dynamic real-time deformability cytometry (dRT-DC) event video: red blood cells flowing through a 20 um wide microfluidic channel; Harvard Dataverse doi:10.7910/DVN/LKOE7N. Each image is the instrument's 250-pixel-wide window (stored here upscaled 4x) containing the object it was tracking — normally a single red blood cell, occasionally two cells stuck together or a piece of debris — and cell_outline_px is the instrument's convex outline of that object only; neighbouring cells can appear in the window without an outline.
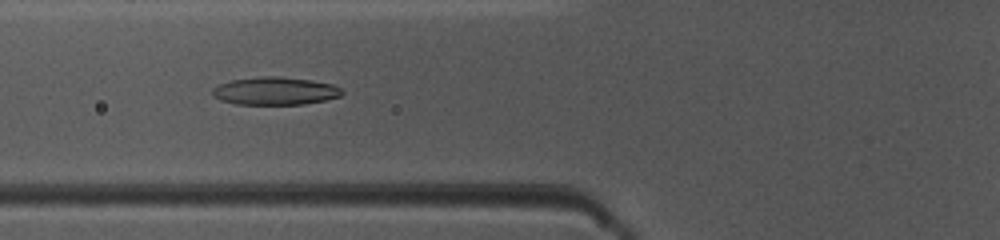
{"species": "common noctule bat (a hibernating species)", "species_latin": "Nyctalus noctula", "temperature_condition": "warm", "stored_images_in_passage": 49, "camera_frame_rate_fps": 3000, "um_per_image_px": 0.085, "animal": {"sex": "female", "body_mass_g": 10.0, "forearm_length_mm": 53.1}, "frame": {"image": 1, "passage_image": 19, "time_ms": 6.0, "image_size_px": [1000, 240], "cell_outline_px": [[344, 92], [340, 96], [324, 100], [304, 104], [236, 104], [220, 100], [212, 96], [212, 88], [220, 84], [232, 80], [260, 76], [276, 76], [312, 80], [332, 84], [340, 88]], "centroid_in_image_um": [23.36, 7.73], "position_along_channel_um": 102.4, "area_um2": 20.98}}
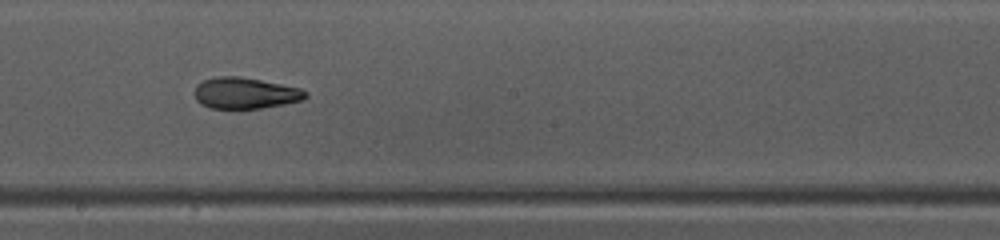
{"frame": {"image": 2, "passage_image": 28, "time_ms": 9.0, "image_size_px": [1000, 240], "cell_outline_px": [[308, 96], [304, 100], [284, 104], [240, 112], [212, 108], [200, 104], [196, 100], [196, 84], [204, 80], [216, 76], [240, 76], [300, 88], [308, 92]], "centroid_in_image_um": [20.84, 7.96], "position_along_channel_um": 227.4, "area_um2": 20.87}}
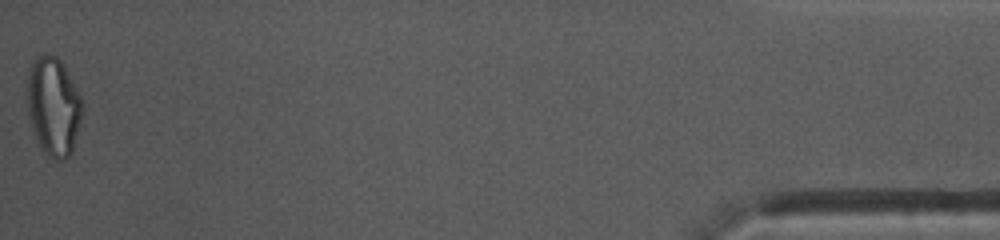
{"frame": {"image": 3, "passage_image": 49, "time_ms": 16.0, "image_size_px": [1000, 240], "cell_outline_px": [[84, 108], [72, 152], [64, 160], [56, 160], [48, 156], [40, 148], [36, 140], [28, 120], [28, 68], [36, 56], [48, 52], [56, 56], [64, 64], [84, 104]], "centroid_in_image_um": [4.54, 9.03], "position_along_channel_um": 430.7, "area_um2": 32.14}, "authors_computed_cell_mechanics": {"area_um2": 21.0392, "velocity_mm_per_s": 4.1402, "shape_relaxation_time_tau1_ms": 4.6665, "shape_relaxation_time_tau2_ms": 2.0375, "deformation_change_tau1": 0.1982, "deformation_change_tau2": 0.1003}}